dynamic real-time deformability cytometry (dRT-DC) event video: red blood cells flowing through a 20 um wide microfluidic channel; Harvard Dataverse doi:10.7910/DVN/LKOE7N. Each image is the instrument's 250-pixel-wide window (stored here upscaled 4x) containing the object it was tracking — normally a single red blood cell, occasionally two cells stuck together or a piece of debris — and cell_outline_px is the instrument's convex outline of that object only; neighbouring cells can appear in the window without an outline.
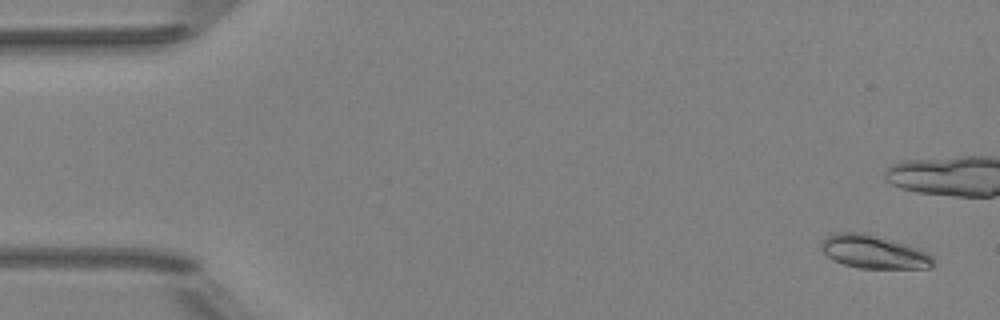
{"species": "Egyptian fruit bat (a non-hibernating species)", "species_latin": "Rousettus aegyptiacus", "temperature_condition": "room temperature", "stored_images_in_passage": 51, "camera_frame_rate_fps": 3000, "um_per_image_px": 0.085, "animal": {"sex": "female"}, "frame": {"image": 1, "passage_image": 1, "time_ms": 0.0, "image_size_px": [1000, 320], "cell_outline_px": [[932, 268], [860, 268], [844, 264], [828, 256], [820, 248], [820, 244], [828, 236], [836, 232], [864, 232], [908, 244], [920, 248], [932, 256]], "centroid_in_image_um": [74.28, 21.39], "position_along_channel_um": 10.7, "area_um2": 21.62}}
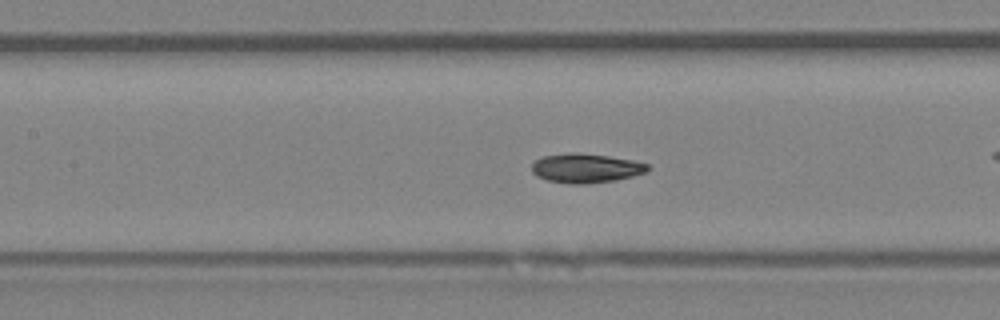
{"frame": {"image": 2, "passage_image": 22, "time_ms": 7.0, "image_size_px": [1000, 320], "cell_outline_px": [[648, 172], [616, 180], [588, 184], [568, 184], [548, 180], [536, 176], [532, 172], [532, 164], [536, 160], [544, 156], [572, 152], [576, 152], [608, 156], [632, 160], [648, 164]], "centroid_in_image_um": [49.79, 14.3], "position_along_channel_um": 157.6, "area_um2": 19.77}, "authors_computed_cell_mechanics": {"area_um2": 19.363, "velocity_mm_per_s": 4.0115, "shape_relaxation_time_tau1_ms": 3.3352, "shape_relaxation_time_tau2_ms": 2.0934, "deformation_change_tau1": 0.0996, "deformation_change_tau2": 0.0312}}